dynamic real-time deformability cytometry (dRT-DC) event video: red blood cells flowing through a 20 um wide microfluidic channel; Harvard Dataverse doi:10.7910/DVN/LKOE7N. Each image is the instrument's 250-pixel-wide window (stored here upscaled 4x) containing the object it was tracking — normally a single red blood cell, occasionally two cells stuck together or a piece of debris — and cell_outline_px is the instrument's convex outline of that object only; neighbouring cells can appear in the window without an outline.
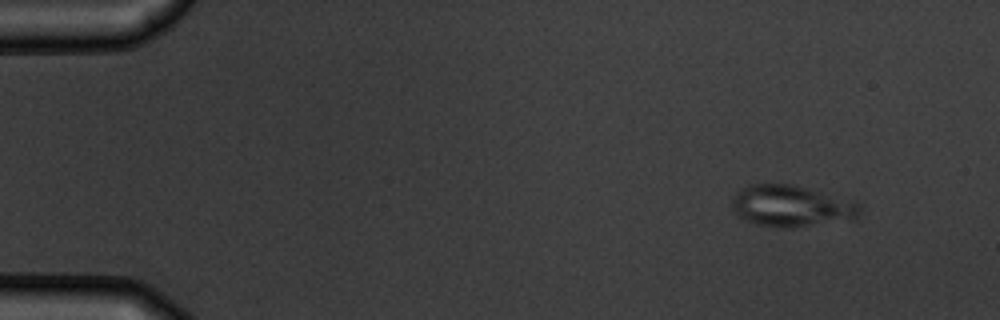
{"species": "common noctule bat (a hibernating species)", "species_latin": "Nyctalus noctula", "temperature_condition": "warm", "stored_images_in_passage": 4, "camera_frame_rate_fps": 3000, "um_per_image_px": 0.085, "animal": {"sex": "male", "body_mass_g": 19.5, "forearm_length_mm": 54.6}, "frame": {"image": 1, "passage_image": 1, "time_ms": 0.0, "image_size_px": [1000, 320], "cell_outline_px": [[860, 212], [856, 220], [792, 228], [780, 228], [756, 224], [744, 220], [736, 212], [732, 204], [732, 196], [740, 188], [748, 184], [792, 184], [856, 200], [860, 204]], "centroid_in_image_um": [67.33, 17.52], "position_along_channel_um": 17.7, "area_um2": 31.56}}